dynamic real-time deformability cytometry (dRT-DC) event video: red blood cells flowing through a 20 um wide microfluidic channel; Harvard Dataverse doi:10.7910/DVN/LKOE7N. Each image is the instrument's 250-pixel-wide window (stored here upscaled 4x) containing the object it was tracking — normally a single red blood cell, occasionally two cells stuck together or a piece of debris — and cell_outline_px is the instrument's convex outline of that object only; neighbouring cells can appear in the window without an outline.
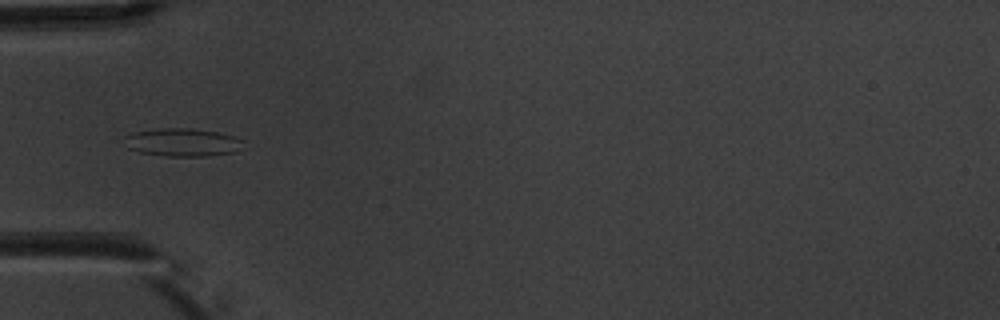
{"species": "common noctule bat (a hibernating species)", "species_latin": "Nyctalus noctula", "temperature_condition": "warm", "stored_images_in_passage": 5, "camera_frame_rate_fps": 3000, "um_per_image_px": 0.085, "animal": {"sex": "male", "body_mass_g": 20.1, "forearm_length_mm": 53.5}, "frame": {"image": 1, "passage_image": 5, "time_ms": 5.333, "image_size_px": [1000, 320], "cell_outline_px": [[244, 140], [236, 152], [208, 156], [168, 156], [140, 152], [128, 148], [124, 136], [132, 132], [160, 128], [192, 128], [216, 132], [232, 136]], "centroid_in_image_um": [15.49, 12.09], "position_along_channel_um": 69.5, "area_um2": 19.31}}